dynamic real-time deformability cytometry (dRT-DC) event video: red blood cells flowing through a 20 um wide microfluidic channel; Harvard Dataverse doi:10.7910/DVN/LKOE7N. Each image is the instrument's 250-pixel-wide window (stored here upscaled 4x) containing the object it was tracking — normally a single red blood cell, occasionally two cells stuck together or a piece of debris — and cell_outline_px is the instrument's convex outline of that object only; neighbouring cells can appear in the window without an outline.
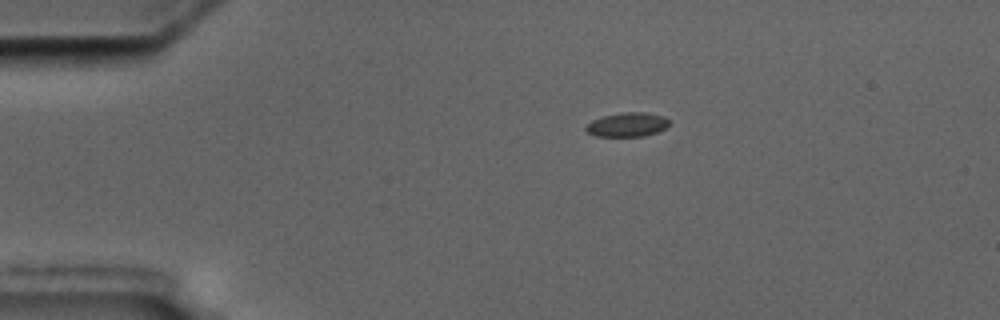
{"species": "common noctule bat (a hibernating species)", "species_latin": "Nyctalus noctula", "temperature_condition": "cold", "stored_images_in_passage": 2, "camera_frame_rate_fps": 3000, "um_per_image_px": 0.085, "animal": {"sex": "male", "body_mass_g": 17.5, "forearm_length_mm": 52.3}, "frame": {"image": 1, "passage_image": 1, "time_ms": 0.0, "image_size_px": [1000, 320], "cell_outline_px": [[668, 124], [664, 128], [656, 132], [644, 136], [596, 136], [588, 132], [584, 128], [592, 120], [604, 116], [620, 112], [644, 112], [664, 116], [668, 120]], "centroid_in_image_um": [53.3, 10.58], "position_along_channel_um": 31.7, "area_um2": 11.56}}